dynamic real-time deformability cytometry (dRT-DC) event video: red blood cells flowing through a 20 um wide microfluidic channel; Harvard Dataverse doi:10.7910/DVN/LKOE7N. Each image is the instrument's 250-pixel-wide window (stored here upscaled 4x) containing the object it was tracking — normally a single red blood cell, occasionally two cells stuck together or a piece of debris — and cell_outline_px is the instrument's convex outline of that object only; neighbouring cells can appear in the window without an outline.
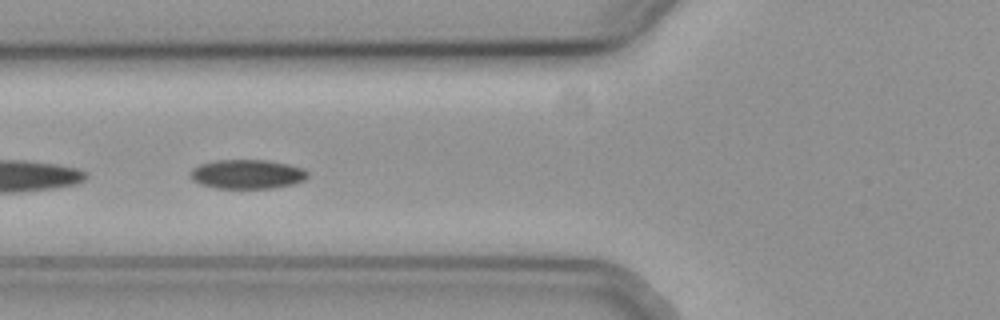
{"species": "common noctule bat (a hibernating species)", "species_latin": "Nyctalus noctula", "temperature_condition": "cold", "stored_images_in_passage": 37, "camera_frame_rate_fps": 3000, "um_per_image_px": 0.085, "animal": {"sex": "female", "body_mass_g": 19.3, "forearm_length_mm": 54.1}, "frame": {"image": 1, "passage_image": 23, "time_ms": 7.333, "image_size_px": [1000, 320], "cell_outline_px": [[308, 176], [304, 180], [292, 184], [272, 188], [216, 188], [200, 184], [192, 180], [188, 176], [192, 168], [200, 164], [216, 160], [268, 160], [288, 164], [304, 168], [308, 172]], "centroid_in_image_um": [20.99, 14.8], "position_along_channel_um": 104.8, "area_um2": 20.11}}
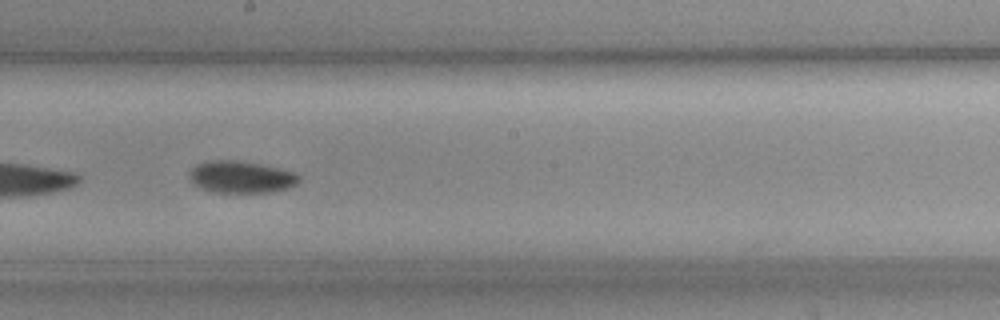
{"frame": {"image": 2, "passage_image": 33, "time_ms": 10.667, "image_size_px": [1000, 320], "cell_outline_px": [[300, 180], [296, 184], [288, 188], [268, 192], [216, 192], [200, 188], [188, 176], [188, 172], [196, 164], [208, 160], [236, 160], [260, 164], [280, 168], [296, 172], [300, 176]], "centroid_in_image_um": [20.5, 15.03], "position_along_channel_um": 227.7, "area_um2": 20.46}}